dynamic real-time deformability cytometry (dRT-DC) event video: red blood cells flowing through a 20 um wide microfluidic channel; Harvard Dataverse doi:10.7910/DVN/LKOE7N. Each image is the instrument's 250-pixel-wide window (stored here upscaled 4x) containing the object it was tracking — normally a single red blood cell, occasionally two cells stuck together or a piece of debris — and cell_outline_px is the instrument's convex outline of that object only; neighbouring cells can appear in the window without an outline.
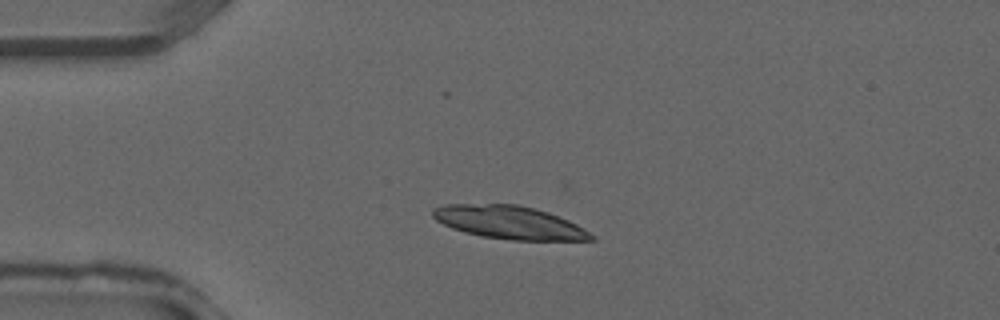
{"species": "common noctule bat (a hibernating species)", "species_latin": "Nyctalus noctula", "temperature_condition": "warm", "stored_images_in_passage": 35, "camera_frame_rate_fps": 3000, "um_per_image_px": 0.085, "animal": {"sex": "male", "forearm_length_mm": 52.5}, "frame": {"image": 1, "passage_image": 7, "time_ms": 2.0, "image_size_px": [1000, 320], "cell_outline_px": [[596, 240], [512, 240], [480, 236], [464, 232], [452, 228], [436, 220], [432, 216], [432, 208], [444, 204], [520, 204], [536, 208], [548, 212], [568, 220], [584, 228], [596, 236]], "centroid_in_image_um": [43.3, 18.9], "position_along_channel_um": 41.7, "area_um2": 30.75}}
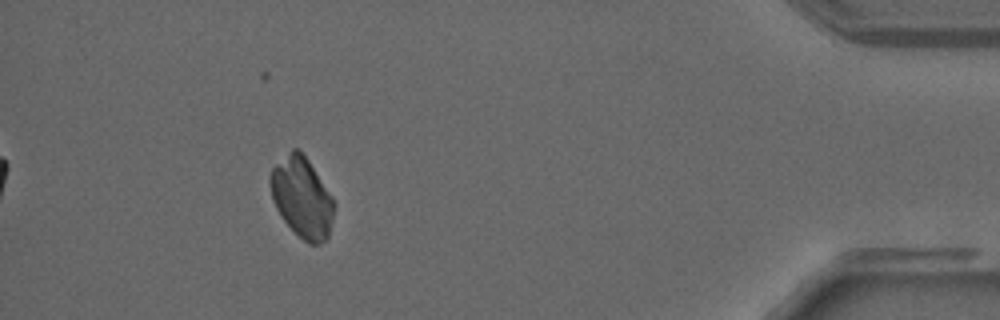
{"frame": {"image": 2, "passage_image": 32, "time_ms": 10.333, "image_size_px": [1000, 320], "cell_outline_px": [[336, 204], [328, 236], [320, 244], [308, 244], [280, 216], [272, 200], [268, 180], [272, 168], [292, 148], [300, 148], [332, 196]], "centroid_in_image_um": [25.66, 16.76], "position_along_channel_um": 409.5, "area_um2": 29.82}}